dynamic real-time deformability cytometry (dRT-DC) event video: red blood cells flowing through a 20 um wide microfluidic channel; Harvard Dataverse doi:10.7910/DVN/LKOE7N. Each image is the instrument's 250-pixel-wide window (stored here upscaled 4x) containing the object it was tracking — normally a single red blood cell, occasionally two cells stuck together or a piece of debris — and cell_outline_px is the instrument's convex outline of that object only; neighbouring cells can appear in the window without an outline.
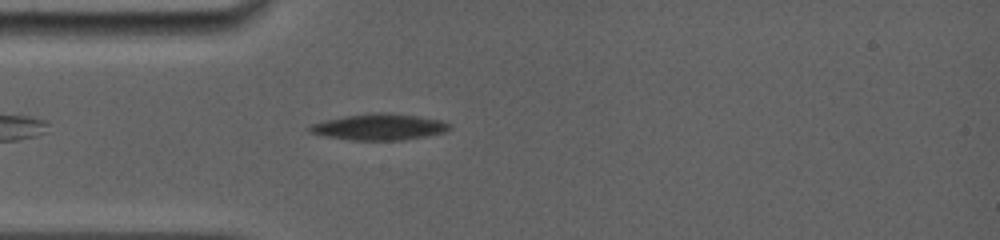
{"species": "common noctule bat (a hibernating species)", "species_latin": "Nyctalus noctula", "temperature_condition": "room temperature", "stored_images_in_passage": 25, "camera_frame_rate_fps": 5000, "um_per_image_px": 0.085, "animal": {"sex": "female", "body_mass_g": 19.0, "forearm_length_mm": 56.7}, "frame": {"image": 1, "passage_image": 3, "time_ms": 1.0, "image_size_px": [1000, 240], "cell_outline_px": [[452, 128], [444, 132], [424, 136], [400, 140], [352, 140], [324, 136], [308, 132], [304, 128], [308, 124], [324, 120], [344, 116], [368, 112], [388, 112], [420, 116], [444, 120], [452, 124]], "centroid_in_image_um": [32.19, 10.77], "position_along_channel_um": 52.8, "area_um2": 21.91}}
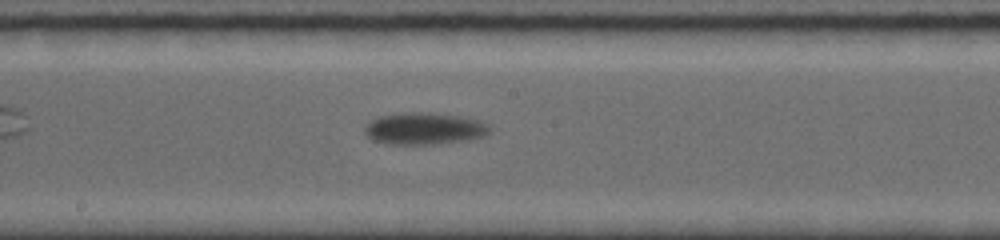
{"frame": {"image": 2, "passage_image": 12, "time_ms": 5.4, "image_size_px": [1000, 240], "cell_outline_px": [[492, 132], [484, 136], [468, 140], [432, 144], [388, 144], [372, 140], [364, 132], [364, 124], [368, 120], [380, 116], [404, 112], [432, 112], [460, 116], [480, 120], [488, 124], [492, 128]], "centroid_in_image_um": [36.07, 10.92], "position_along_channel_um": 212.1, "area_um2": 23.7}}
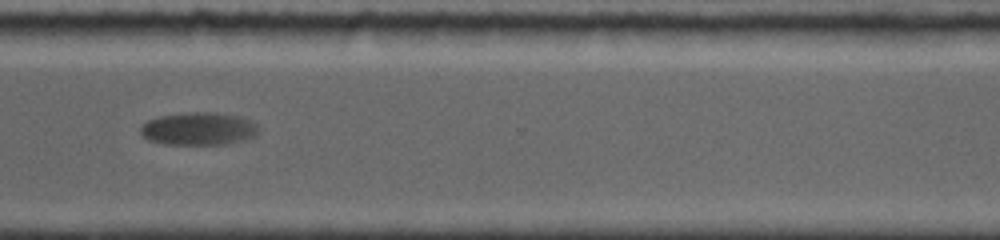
{"frame": {"image": 3, "passage_image": 20, "time_ms": 9.2, "image_size_px": [1000, 240], "cell_outline_px": [[260, 132], [256, 136], [244, 140], [224, 144], [168, 144], [148, 140], [140, 132], [140, 128], [148, 120], [160, 116], [188, 112], [216, 112], [240, 116], [256, 124], [260, 128]], "centroid_in_image_um": [16.93, 10.94], "position_along_channel_um": 353.7, "area_um2": 22.6}, "authors_computed_cell_mechanics": {"area_um2": 22.6576, "velocity_mm_per_s": 3.7168, "shape_relaxation_time_tau1_ms": 4.9731, "shape_relaxation_time_tau2_ms": null, "deformation_change_tau1": 0.1175, "deformation_change_tau2": null}}